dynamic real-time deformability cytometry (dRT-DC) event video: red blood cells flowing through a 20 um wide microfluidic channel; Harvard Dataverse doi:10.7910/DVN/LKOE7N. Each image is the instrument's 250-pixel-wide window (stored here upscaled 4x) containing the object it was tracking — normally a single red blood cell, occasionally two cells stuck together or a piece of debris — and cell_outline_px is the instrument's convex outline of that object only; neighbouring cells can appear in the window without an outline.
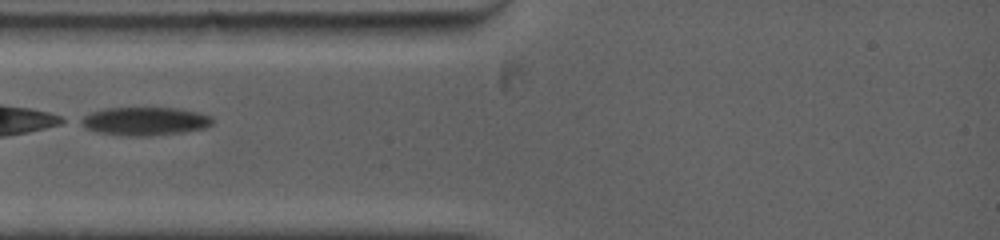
{"species": "common noctule bat (a hibernating species)", "species_latin": "Nyctalus noctula", "temperature_condition": "warm", "stored_images_in_passage": 22, "camera_frame_rate_fps": 5000, "um_per_image_px": 0.085, "animal": {"sex": "female", "body_mass_g": 19.0, "forearm_length_mm": 53.3}, "frame": {"image": 1, "passage_image": 1, "time_ms": 0.0, "image_size_px": [1000, 240], "cell_outline_px": [[212, 124], [204, 128], [184, 132], [148, 136], [120, 136], [96, 132], [84, 128], [76, 124], [76, 120], [92, 112], [104, 108], [180, 108], [200, 112], [212, 116]], "centroid_in_image_um": [12.25, 10.31], "position_along_channel_um": 72.8, "area_um2": 22.2}}
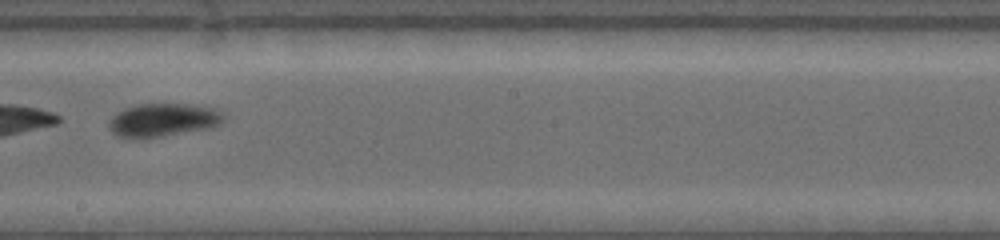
{"frame": {"image": 2, "passage_image": 9, "time_ms": 4.2, "image_size_px": [1000, 240], "cell_outline_px": [[228, 116], [220, 124], [208, 128], [140, 140], [132, 140], [116, 136], [108, 128], [108, 120], [116, 112], [124, 108], [140, 104], [188, 104], [216, 108]], "centroid_in_image_um": [13.82, 10.22], "position_along_channel_um": 234.4, "area_um2": 22.83}}
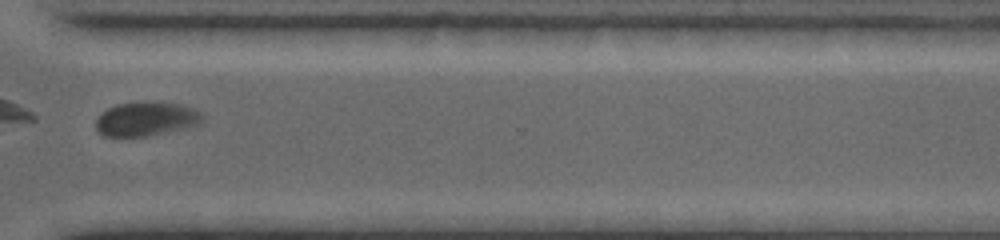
{"frame": {"image": 3, "passage_image": 15, "time_ms": 7.4, "image_size_px": [1000, 240], "cell_outline_px": [[204, 116], [200, 124], [188, 128], [148, 136], [104, 136], [96, 128], [96, 120], [108, 108], [116, 104], [180, 104], [192, 108], [200, 112]], "centroid_in_image_um": [12.46, 10.16], "position_along_channel_um": 358.1, "area_um2": 20.46}}